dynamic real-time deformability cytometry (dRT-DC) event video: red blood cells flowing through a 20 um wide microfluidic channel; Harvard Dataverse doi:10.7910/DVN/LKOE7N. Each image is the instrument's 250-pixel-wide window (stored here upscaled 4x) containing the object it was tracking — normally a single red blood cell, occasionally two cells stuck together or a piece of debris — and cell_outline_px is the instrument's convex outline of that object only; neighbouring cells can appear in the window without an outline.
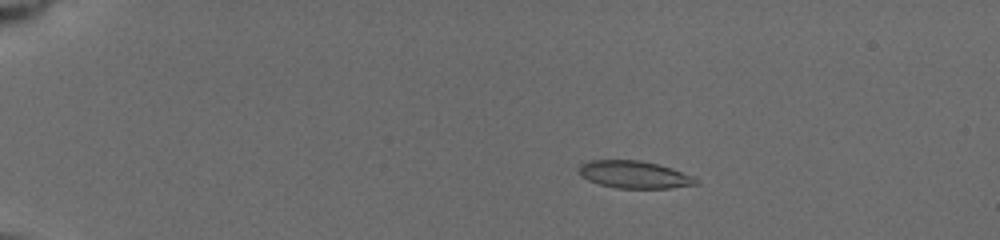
{"species": "common noctule bat (a hibernating species)", "species_latin": "Nyctalus noctula", "temperature_condition": "cold", "stored_images_in_passage": 16, "camera_frame_rate_fps": 3000, "um_per_image_px": 0.085, "animal": {"sex": "female", "body_mass_g": 19.5, "forearm_length_mm": 54.1}, "frame": {"image": 1, "passage_image": 7, "time_ms": 3.333, "image_size_px": [1000, 240], "cell_outline_px": [[700, 184], [668, 188], [616, 188], [600, 184], [588, 180], [580, 176], [580, 164], [592, 160], [640, 160], [672, 168], [692, 176], [700, 180]], "centroid_in_image_um": [53.94, 14.84], "position_along_channel_um": 31.1, "area_um2": 18.61}}
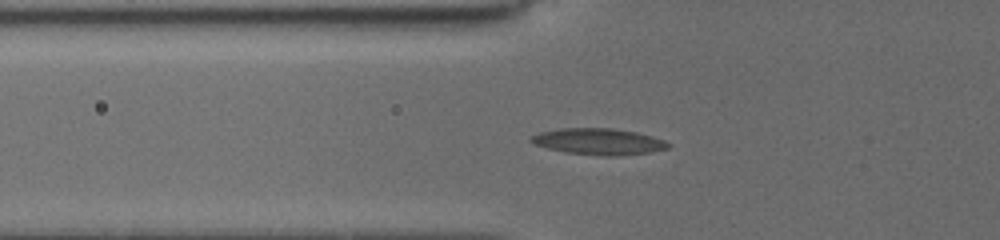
{"frame": {"image": 2, "passage_image": 13, "time_ms": 6.667, "image_size_px": [1000, 240], "cell_outline_px": [[672, 144], [668, 148], [652, 152], [616, 156], [604, 156], [564, 152], [532, 144], [528, 140], [532, 136], [540, 132], [560, 128], [612, 128], [636, 132], [652, 136], [664, 140]], "centroid_in_image_um": [50.88, 12.03], "position_along_channel_um": 74.9, "area_um2": 21.15}}
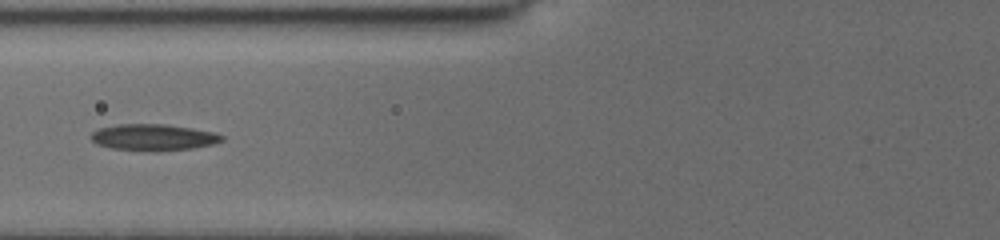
{"frame": {"image": 3, "passage_image": 15, "time_ms": 7.667, "image_size_px": [1000, 240], "cell_outline_px": [[224, 140], [212, 144], [192, 148], [156, 152], [148, 152], [112, 148], [96, 144], [88, 136], [96, 128], [116, 124], [164, 124], [192, 128], [212, 132], [224, 136]], "centroid_in_image_um": [12.97, 11.68], "position_along_channel_um": 112.8, "area_um2": 20.46}}